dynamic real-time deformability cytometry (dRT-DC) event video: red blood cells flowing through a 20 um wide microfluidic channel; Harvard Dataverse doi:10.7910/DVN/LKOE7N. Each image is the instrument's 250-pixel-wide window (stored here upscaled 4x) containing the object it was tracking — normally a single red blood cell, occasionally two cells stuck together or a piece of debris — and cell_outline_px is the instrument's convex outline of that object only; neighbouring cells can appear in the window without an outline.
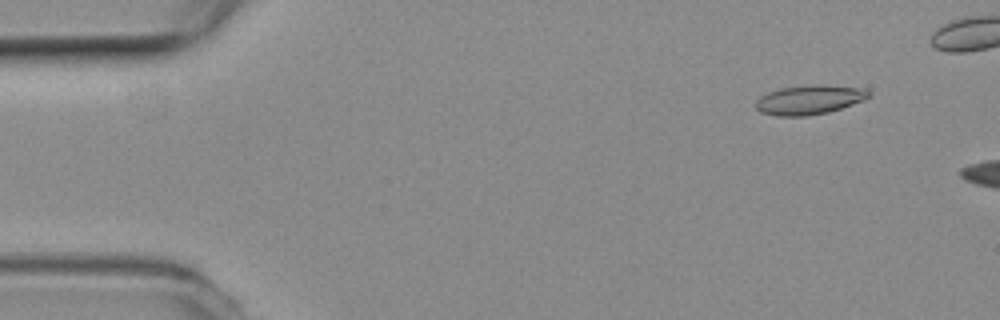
{"species": "common noctule bat (a hibernating species)", "species_latin": "Nyctalus noctula", "temperature_condition": "room temperature", "stored_images_in_passage": 9, "camera_frame_rate_fps": 3000, "um_per_image_px": 0.085, "animal": {"sex": "female", "body_mass_g": 19.3, "forearm_length_mm": 54.1}, "frame": {"image": 1, "passage_image": 2, "time_ms": 0.333, "image_size_px": [1000, 320], "cell_outline_px": [[872, 92], [864, 100], [828, 112], [804, 116], [776, 116], [760, 112], [756, 108], [756, 100], [760, 96], [768, 92], [780, 88], [816, 84], [820, 84], [864, 88]], "centroid_in_image_um": [68.78, 8.47], "position_along_channel_um": 16.2, "area_um2": 19.31}}
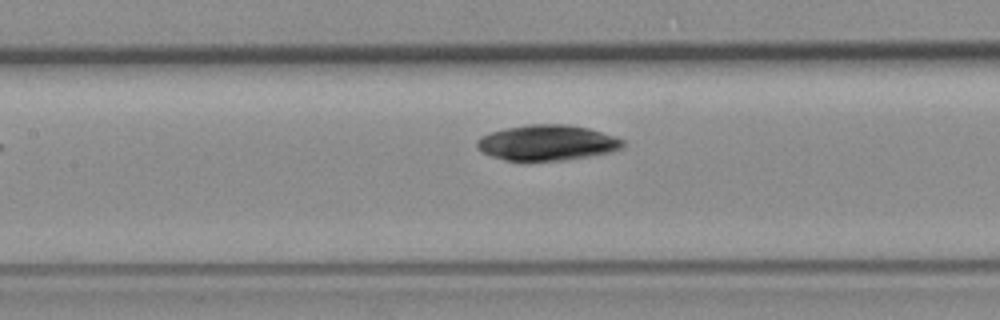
{"frame": {"image": 2, "passage_image": 9, "time_ms": 2.667, "image_size_px": [1000, 320], "cell_outline_px": [[624, 148], [612, 152], [564, 160], [504, 160], [492, 156], [484, 152], [476, 144], [476, 140], [480, 136], [504, 128], [528, 124], [568, 124], [588, 128], [616, 136], [624, 140]], "centroid_in_image_um": [46.55, 12.12], "position_along_channel_um": 160.9, "area_um2": 30.17}}